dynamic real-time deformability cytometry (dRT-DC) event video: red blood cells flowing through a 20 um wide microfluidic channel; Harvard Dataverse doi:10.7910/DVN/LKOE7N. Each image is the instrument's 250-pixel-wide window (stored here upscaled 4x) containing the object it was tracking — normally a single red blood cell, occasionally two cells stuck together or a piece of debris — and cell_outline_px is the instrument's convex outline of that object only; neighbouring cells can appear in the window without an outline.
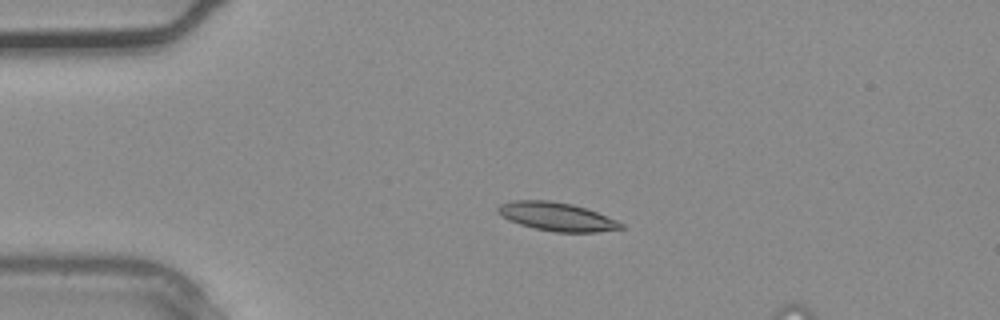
{"species": "common noctule bat (a hibernating species)", "species_latin": "Nyctalus noctula", "temperature_condition": "warm", "stored_images_in_passage": 4, "camera_frame_rate_fps": 3000, "um_per_image_px": 0.085, "animal": {"sex": "male", "body_mass_g": 20.4}, "frame": {"image": 1, "passage_image": 4, "time_ms": 1.0, "image_size_px": [1000, 320], "cell_outline_px": [[624, 228], [596, 232], [556, 232], [536, 228], [520, 224], [508, 220], [500, 216], [496, 212], [496, 208], [500, 204], [512, 200], [548, 200], [572, 204], [596, 212], [616, 220], [624, 224]], "centroid_in_image_um": [47.27, 18.41], "position_along_channel_um": 37.7, "area_um2": 20.35}}